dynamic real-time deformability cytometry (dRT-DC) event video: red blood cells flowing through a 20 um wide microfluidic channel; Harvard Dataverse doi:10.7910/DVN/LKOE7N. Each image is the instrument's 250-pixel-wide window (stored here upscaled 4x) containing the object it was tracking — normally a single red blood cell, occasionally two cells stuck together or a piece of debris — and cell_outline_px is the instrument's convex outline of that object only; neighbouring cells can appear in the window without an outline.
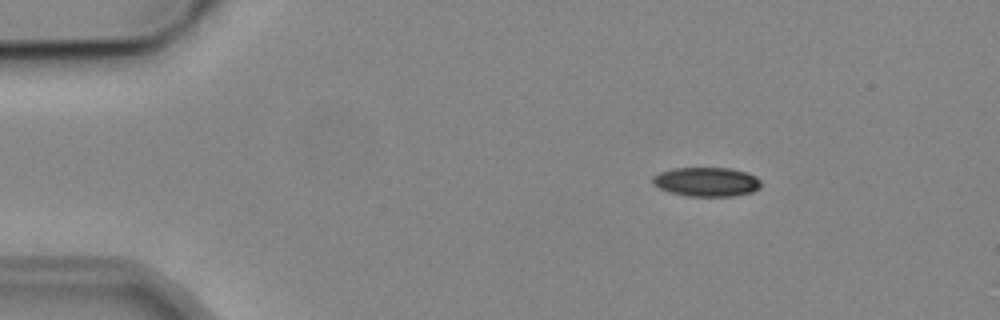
{"species": "common noctule bat (a hibernating species)", "species_latin": "Nyctalus noctula", "temperature_condition": "cold", "stored_images_in_passage": 3, "camera_frame_rate_fps": 3000, "um_per_image_px": 0.085, "animal": {"sex": "male", "body_mass_g": 19.2, "forearm_length_mm": 51.8}, "frame": {"image": 1, "passage_image": 1, "time_ms": 0.0, "image_size_px": [1000, 320], "cell_outline_px": [[760, 188], [752, 192], [732, 196], [688, 196], [672, 192], [660, 188], [652, 184], [652, 176], [660, 172], [672, 168], [728, 168], [748, 172], [756, 176], [760, 180]], "centroid_in_image_um": [60.06, 15.45], "position_along_channel_um": 24.9, "area_um2": 18.44}}